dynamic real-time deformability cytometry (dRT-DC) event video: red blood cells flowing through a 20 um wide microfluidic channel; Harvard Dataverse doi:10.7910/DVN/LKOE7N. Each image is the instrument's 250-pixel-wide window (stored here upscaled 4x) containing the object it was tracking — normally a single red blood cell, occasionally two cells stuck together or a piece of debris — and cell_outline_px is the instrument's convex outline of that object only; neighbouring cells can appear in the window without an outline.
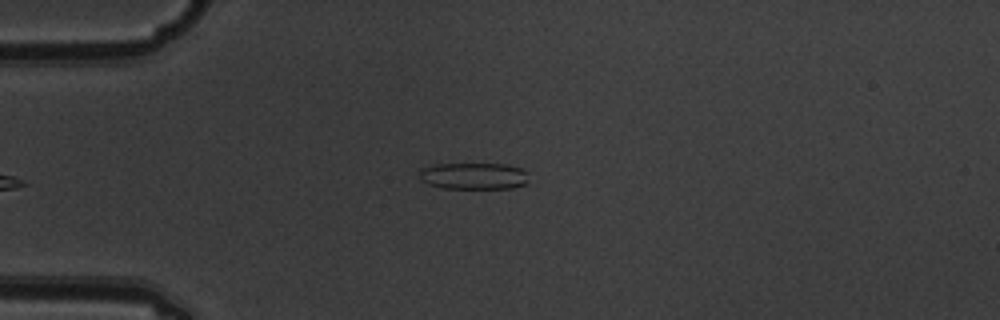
{"species": "common noctule bat (a hibernating species)", "species_latin": "Nyctalus noctula", "temperature_condition": "warm", "stored_images_in_passage": 5, "camera_frame_rate_fps": 3000, "um_per_image_px": 0.085, "animal": {"sex": "male", "body_mass_g": 19.5, "forearm_length_mm": 54.6}, "frame": {"image": 1, "passage_image": 1, "time_ms": 0.0, "image_size_px": [1000, 320], "cell_outline_px": [[528, 184], [512, 188], [444, 188], [428, 184], [420, 180], [420, 168], [436, 164], [504, 164], [520, 168], [528, 172]], "centroid_in_image_um": [40.29, 14.96], "position_along_channel_um": 44.7, "area_um2": 17.11}}
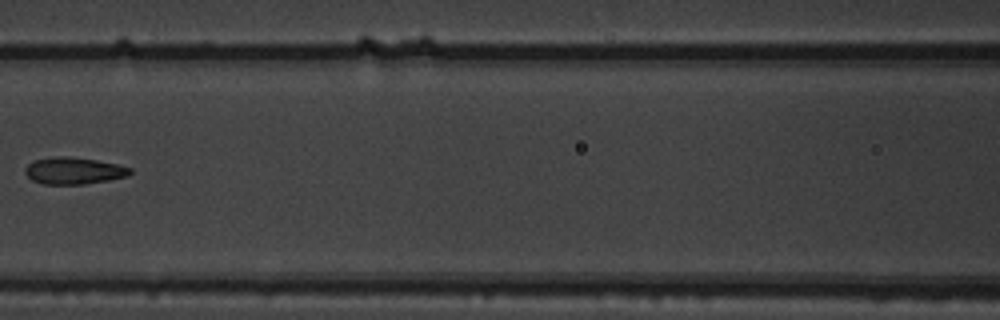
{"frame": {"image": 2, "passage_image": 4, "time_ms": 1.0, "image_size_px": [1000, 320], "cell_outline_px": [[132, 172], [128, 176], [108, 180], [84, 184], [44, 184], [32, 180], [24, 172], [24, 168], [32, 160], [56, 156], [68, 156], [96, 160], [116, 164], [132, 168]], "centroid_in_image_um": [6.25, 14.51], "position_along_channel_um": 160.3, "area_um2": 16.47}}
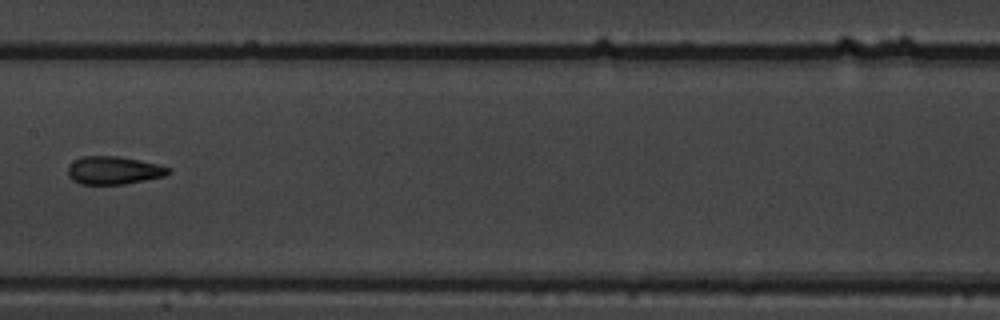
{"frame": {"image": 3, "passage_image": 5, "time_ms": 1.333, "image_size_px": [1000, 320], "cell_outline_px": [[172, 172], [164, 176], [124, 184], [80, 184], [72, 180], [68, 176], [68, 164], [72, 160], [80, 156], [116, 156], [140, 160], [172, 168]], "centroid_in_image_um": [9.63, 14.47], "position_along_channel_um": 197.8, "area_um2": 16.53}}